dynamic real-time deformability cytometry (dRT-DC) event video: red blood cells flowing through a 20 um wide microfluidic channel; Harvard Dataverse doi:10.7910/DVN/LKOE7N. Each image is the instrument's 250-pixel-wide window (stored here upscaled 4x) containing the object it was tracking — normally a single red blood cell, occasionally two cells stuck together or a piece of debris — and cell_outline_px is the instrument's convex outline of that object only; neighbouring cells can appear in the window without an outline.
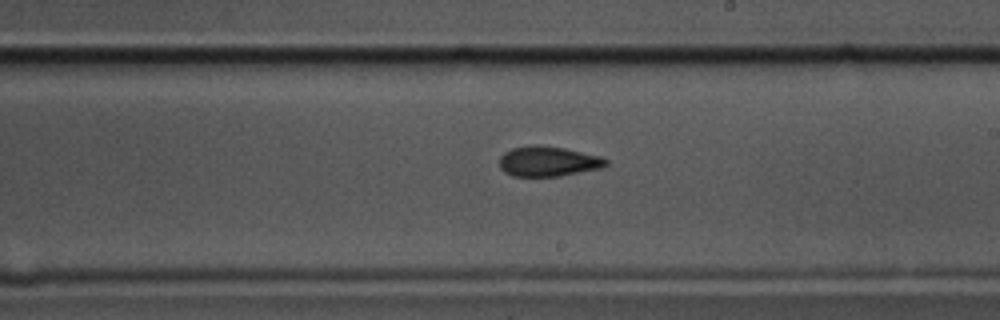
{"species": "common noctule bat (a hibernating species)", "species_latin": "Nyctalus noctula", "temperature_condition": "cold", "stored_images_in_passage": 31, "camera_frame_rate_fps": 3000, "um_per_image_px": 0.085, "animal": {"sex": "male", "body_mass_g": 17.5, "forearm_length_mm": 52.3}, "frame": {"image": 1, "passage_image": 18, "time_ms": 5.667, "image_size_px": [1000, 320], "cell_outline_px": [[608, 164], [604, 168], [560, 176], [512, 176], [504, 172], [500, 168], [500, 156], [504, 152], [512, 148], [532, 144], [564, 148], [600, 156], [608, 160]], "centroid_in_image_um": [46.6, 13.72], "position_along_channel_um": 242.4, "area_um2": 18.84}}
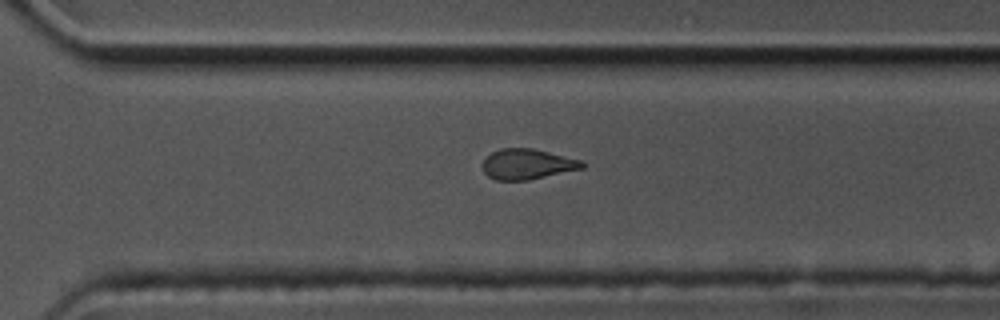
{"frame": {"image": 2, "passage_image": 25, "time_ms": 8.0, "image_size_px": [1000, 320], "cell_outline_px": [[588, 164], [584, 168], [528, 180], [496, 180], [488, 176], [484, 172], [480, 164], [492, 152], [500, 148], [532, 148], [580, 160]], "centroid_in_image_um": [44.8, 13.95], "position_along_channel_um": 325.8, "area_um2": 17.63}}
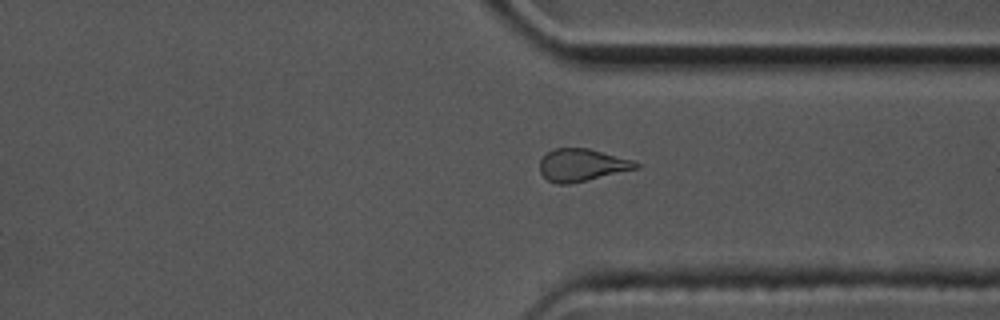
{"frame": {"image": 3, "passage_image": 28, "time_ms": 9.0, "image_size_px": [1000, 320], "cell_outline_px": [[640, 168], [588, 180], [568, 184], [556, 184], [548, 180], [540, 172], [540, 160], [548, 152], [556, 148], [588, 148], [632, 160], [640, 164]], "centroid_in_image_um": [49.47, 14.04], "position_along_channel_um": 361.9, "area_um2": 18.09}}